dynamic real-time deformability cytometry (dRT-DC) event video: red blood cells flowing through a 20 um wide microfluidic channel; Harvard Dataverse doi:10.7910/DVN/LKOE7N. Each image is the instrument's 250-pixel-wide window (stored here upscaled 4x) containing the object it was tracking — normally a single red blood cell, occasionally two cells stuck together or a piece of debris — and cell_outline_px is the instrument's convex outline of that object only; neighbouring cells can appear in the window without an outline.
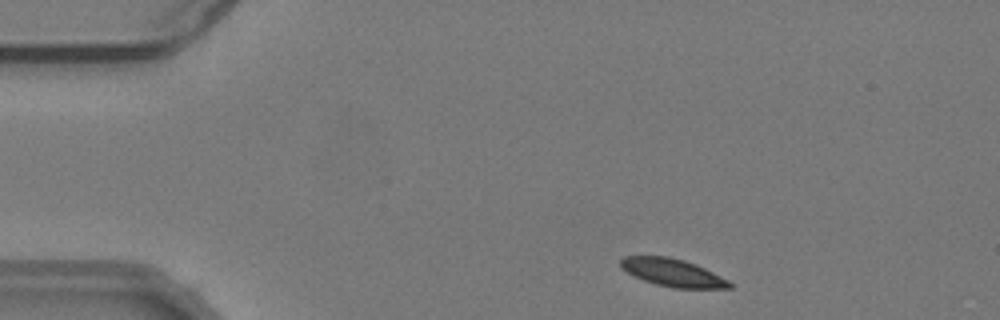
{"species": "common noctule bat (a hibernating species)", "species_latin": "Nyctalus noctula", "temperature_condition": "warm", "stored_images_in_passage": 47, "camera_frame_rate_fps": 3000, "um_per_image_px": 0.085, "animal": {"sex": "male", "body_mass_g": 19.2, "forearm_length_mm": 51.8}, "frame": {"image": 1, "passage_image": 2, "time_ms": 0.333, "image_size_px": [1000, 320], "cell_outline_px": [[732, 288], [672, 288], [656, 284], [644, 280], [620, 268], [620, 260], [624, 256], [668, 256], [684, 260], [696, 264], [728, 280], [732, 284]], "centroid_in_image_um": [57.17, 23.17], "position_along_channel_um": 27.8, "area_um2": 17.46}}
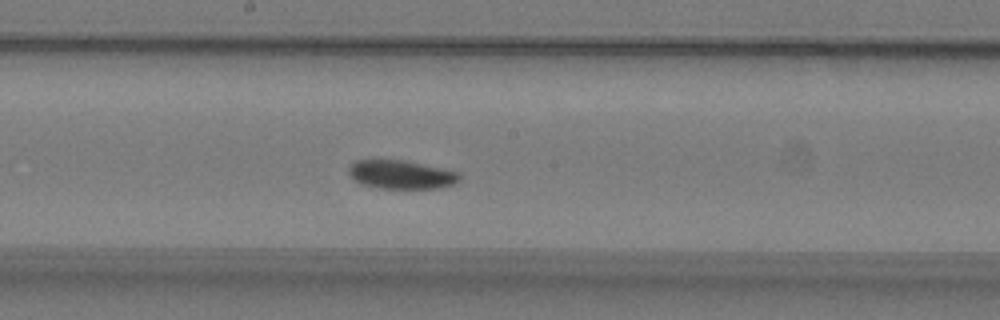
{"frame": {"image": 2, "passage_image": 22, "time_ms": 7.0, "image_size_px": [1000, 320], "cell_outline_px": [[460, 180], [452, 184], [436, 188], [380, 188], [360, 184], [348, 176], [348, 168], [356, 160], [404, 160], [460, 172]], "centroid_in_image_um": [34.06, 14.84], "position_along_channel_um": 214.1, "area_um2": 18.44}}
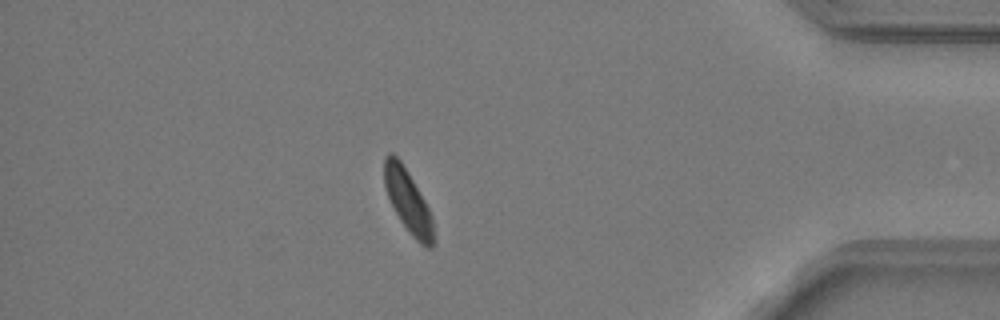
{"frame": {"image": 3, "passage_image": 40, "time_ms": 13.0, "image_size_px": [1000, 320], "cell_outline_px": [[432, 248], [428, 248], [420, 244], [412, 236], [400, 220], [388, 196], [384, 184], [384, 156], [388, 152], [392, 152], [400, 160], [424, 200], [432, 216]], "centroid_in_image_um": [34.64, 17.07], "position_along_channel_um": 400.6, "area_um2": 17.46}, "authors_computed_cell_mechanics": {"area_um2": 18.9006, "velocity_mm_per_s": 3.7815, "shape_relaxation_time_tau1_ms": 8.4612, "shape_relaxation_time_tau2_ms": null, "deformation_change_tau1": 0.1494, "deformation_change_tau2": null}}